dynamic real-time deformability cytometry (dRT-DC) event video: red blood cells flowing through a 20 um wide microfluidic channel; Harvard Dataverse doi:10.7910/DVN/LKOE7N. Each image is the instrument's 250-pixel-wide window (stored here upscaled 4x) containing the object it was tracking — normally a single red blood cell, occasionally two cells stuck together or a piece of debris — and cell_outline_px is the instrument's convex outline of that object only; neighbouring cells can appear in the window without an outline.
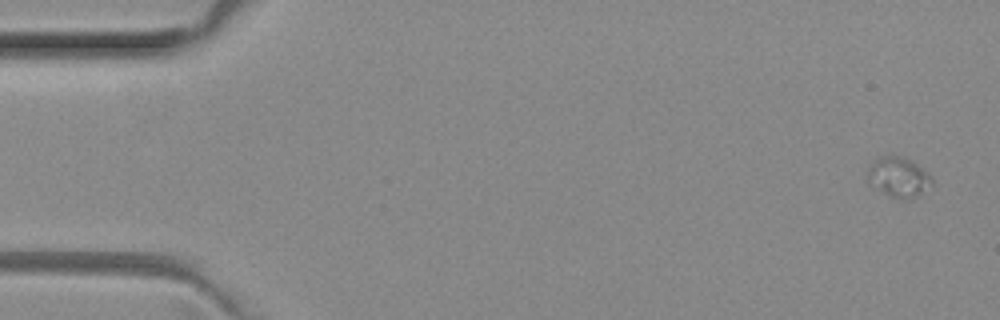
{"species": "common noctule bat (a hibernating species)", "species_latin": "Nyctalus noctula", "temperature_condition": "room temperature", "stored_images_in_passage": 7, "camera_frame_rate_fps": 3000, "um_per_image_px": 0.085, "animal": {"sex": "female", "body_mass_g": 29.2, "forearm_length_mm": 56.3}, "frame": {"image": 1, "passage_image": 1, "time_ms": 0.0, "image_size_px": [1000, 320], "cell_outline_px": [[932, 184], [916, 196], [908, 200], [904, 200], [888, 196], [868, 184], [868, 168], [872, 160], [876, 156], [892, 152], [904, 156], [912, 160], [924, 168], [932, 176]], "centroid_in_image_um": [76.34, 14.99], "position_along_channel_um": 8.7, "area_um2": 15.78}}
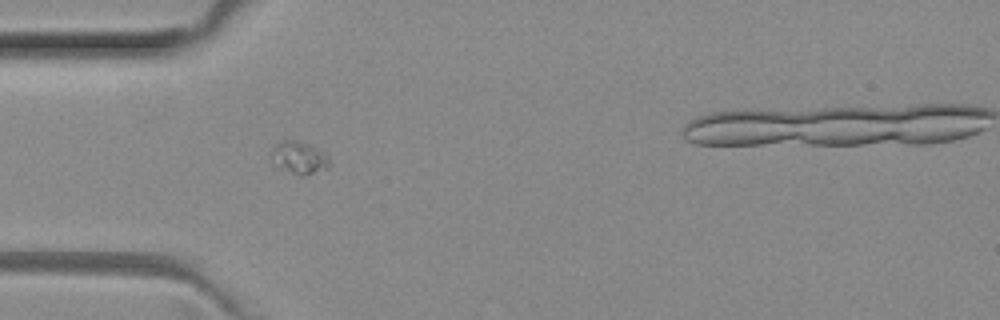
{"frame": {"image": 2, "passage_image": 5, "time_ms": 1.333, "image_size_px": [1000, 320], "cell_outline_px": [[332, 164], [328, 168], [304, 176], [300, 176], [272, 164], [268, 152], [272, 144], [284, 140], [296, 140], [308, 144], [328, 156]], "centroid_in_image_um": [25.35, 13.4], "position_along_channel_um": 59.7, "area_um2": 11.33}}